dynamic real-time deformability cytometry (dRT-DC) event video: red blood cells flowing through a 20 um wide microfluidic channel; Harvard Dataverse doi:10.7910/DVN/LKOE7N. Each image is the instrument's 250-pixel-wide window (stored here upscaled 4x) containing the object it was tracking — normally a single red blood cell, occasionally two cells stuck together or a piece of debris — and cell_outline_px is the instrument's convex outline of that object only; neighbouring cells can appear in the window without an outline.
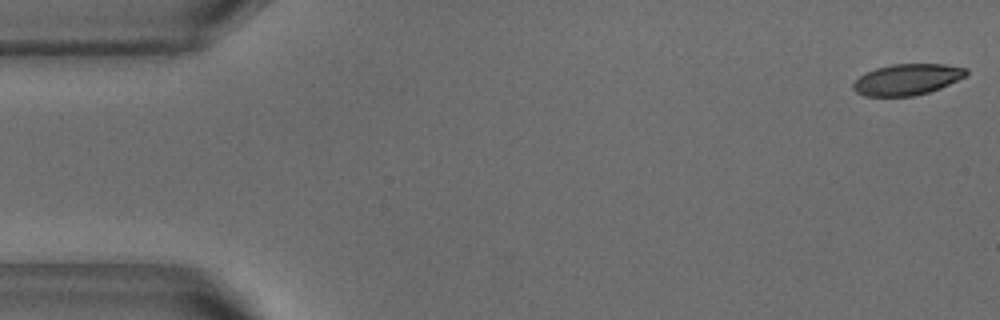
{"species": "common noctule bat (a hibernating species)", "species_latin": "Nyctalus noctula", "temperature_condition": "warm", "stored_images_in_passage": 52, "camera_frame_rate_fps": 3000, "um_per_image_px": 0.085, "animal": {"sex": "male", "body_mass_g": 18.8}, "frame": {"image": 1, "passage_image": 1, "time_ms": 0.0, "image_size_px": [1000, 320], "cell_outline_px": [[968, 72], [964, 76], [940, 88], [928, 92], [912, 96], [864, 96], [856, 92], [852, 88], [852, 84], [864, 72], [876, 68], [892, 64], [944, 64], [968, 68]], "centroid_in_image_um": [77.07, 6.75], "position_along_channel_um": 7.9, "area_um2": 20.4}}
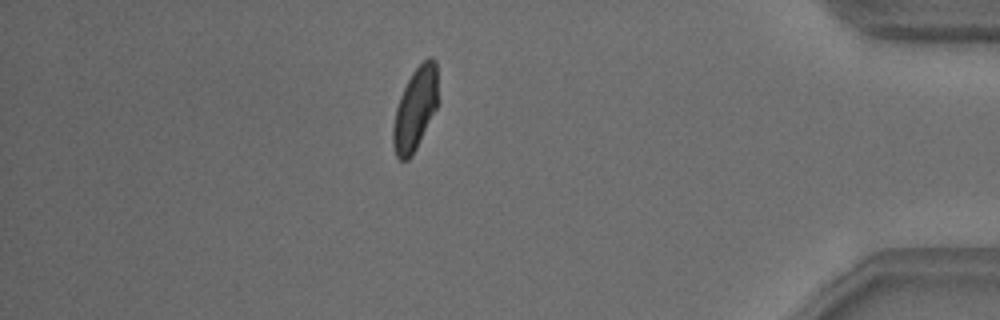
{"frame": {"image": 2, "passage_image": 45, "time_ms": 14.667, "image_size_px": [1000, 320], "cell_outline_px": [[436, 108], [412, 156], [408, 160], [400, 160], [396, 156], [392, 144], [392, 128], [396, 108], [400, 96], [412, 72], [428, 56], [432, 56], [436, 60]], "centroid_in_image_um": [35.26, 9.28], "position_along_channel_um": 399.9, "area_um2": 21.27}}
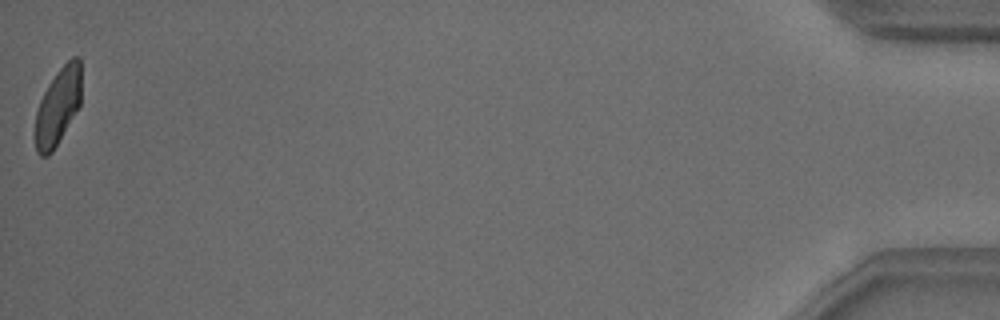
{"frame": {"image": 3, "passage_image": 52, "time_ms": 17.0, "image_size_px": [1000, 320], "cell_outline_px": [[80, 104], [52, 152], [48, 156], [40, 156], [36, 152], [36, 112], [40, 100], [48, 84], [56, 72], [72, 56], [80, 56]], "centroid_in_image_um": [4.92, 9.02], "position_along_channel_um": 430.3, "area_um2": 20.29}, "authors_computed_cell_mechanics": {"area_um2": 22.253, "velocity_mm_per_s": 3.8141, "shape_relaxation_time_tau1_ms": 5.3775, "shape_relaxation_time_tau2_ms": 1.2138, "deformation_change_tau1": 0.1771, "deformation_change_tau2": 0.0605}}